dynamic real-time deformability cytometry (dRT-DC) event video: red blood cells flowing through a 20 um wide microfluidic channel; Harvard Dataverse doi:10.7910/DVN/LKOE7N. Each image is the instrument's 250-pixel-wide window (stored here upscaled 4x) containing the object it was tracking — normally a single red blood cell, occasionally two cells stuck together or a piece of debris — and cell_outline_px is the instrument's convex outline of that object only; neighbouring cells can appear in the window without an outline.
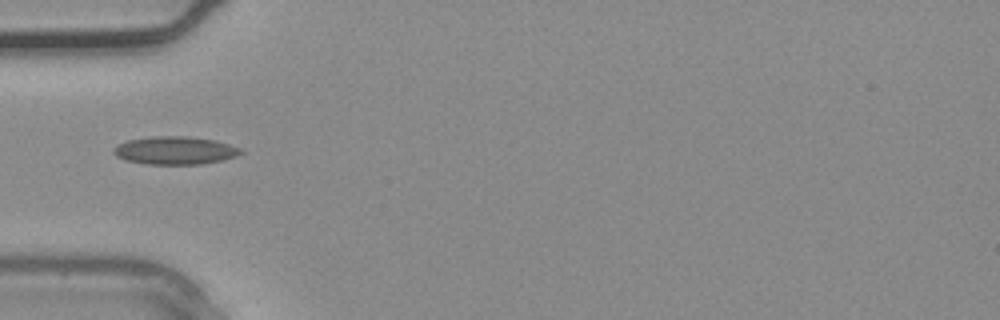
{"species": "common noctule bat (a hibernating species)", "species_latin": "Nyctalus noctula", "temperature_condition": "warm", "stored_images_in_passage": 2, "camera_frame_rate_fps": 3000, "um_per_image_px": 0.085, "animal": {"sex": "male", "body_mass_g": 20.4}, "frame": {"image": 1, "passage_image": 2, "time_ms": 0.333, "image_size_px": [1000, 320], "cell_outline_px": [[244, 152], [236, 156], [224, 160], [200, 164], [148, 164], [124, 160], [116, 156], [112, 152], [112, 148], [128, 140], [152, 136], [188, 136], [216, 140], [240, 148]], "centroid_in_image_um": [14.88, 12.79], "position_along_channel_um": 70.1, "area_um2": 20.81}}